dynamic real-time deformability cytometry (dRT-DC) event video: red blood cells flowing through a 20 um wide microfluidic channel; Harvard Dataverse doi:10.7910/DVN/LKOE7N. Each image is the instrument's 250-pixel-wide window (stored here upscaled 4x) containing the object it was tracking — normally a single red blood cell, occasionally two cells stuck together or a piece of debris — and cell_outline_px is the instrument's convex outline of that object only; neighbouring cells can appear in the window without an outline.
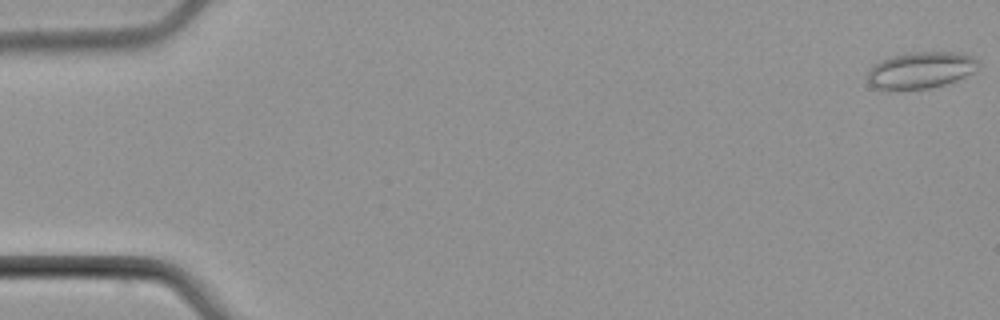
{"species": "common noctule bat (a hibernating species)", "species_latin": "Nyctalus noctula", "temperature_condition": "cold", "stored_images_in_passage": 6, "camera_frame_rate_fps": 3000, "um_per_image_px": 0.085, "animal": {"sex": "male", "body_mass_g": 21.5, "forearm_length_mm": 52.0}, "frame": {"image": 1, "passage_image": 1, "time_ms": 0.0, "image_size_px": [1000, 320], "cell_outline_px": [[980, 64], [972, 72], [956, 80], [944, 84], [928, 88], [888, 92], [876, 88], [868, 80], [868, 72], [880, 60], [892, 56], [912, 52], [956, 52], [972, 56], [980, 60]], "centroid_in_image_um": [78.25, 5.98], "position_along_channel_um": 6.7, "area_um2": 23.76}}
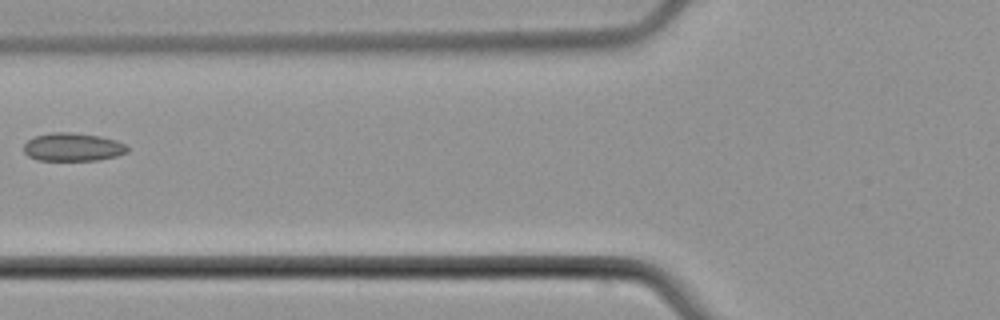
{"frame": {"image": 2, "passage_image": 6, "time_ms": 7.0, "image_size_px": [1000, 320], "cell_outline_px": [[128, 152], [116, 156], [96, 160], [40, 160], [28, 156], [24, 152], [24, 144], [28, 140], [36, 136], [52, 132], [72, 132], [100, 136], [116, 140], [124, 144], [128, 148]], "centroid_in_image_um": [6.19, 12.49], "position_along_channel_um": 119.6, "area_um2": 16.94}}